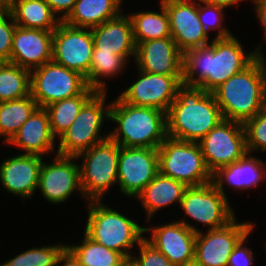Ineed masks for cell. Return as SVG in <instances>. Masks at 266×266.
<instances>
[{"instance_id":"1","label":"cell","mask_w":266,"mask_h":266,"mask_svg":"<svg viewBox=\"0 0 266 266\" xmlns=\"http://www.w3.org/2000/svg\"><path fill=\"white\" fill-rule=\"evenodd\" d=\"M259 55H264L260 46L247 54L234 35L215 37L209 45L187 50L183 54V83L212 93L231 76L248 67Z\"/></svg>"},{"instance_id":"2","label":"cell","mask_w":266,"mask_h":266,"mask_svg":"<svg viewBox=\"0 0 266 266\" xmlns=\"http://www.w3.org/2000/svg\"><path fill=\"white\" fill-rule=\"evenodd\" d=\"M223 120L213 93L182 83L166 113L167 137L199 142Z\"/></svg>"},{"instance_id":"3","label":"cell","mask_w":266,"mask_h":266,"mask_svg":"<svg viewBox=\"0 0 266 266\" xmlns=\"http://www.w3.org/2000/svg\"><path fill=\"white\" fill-rule=\"evenodd\" d=\"M259 55L212 93L224 120L244 123L266 107V61Z\"/></svg>"},{"instance_id":"4","label":"cell","mask_w":266,"mask_h":266,"mask_svg":"<svg viewBox=\"0 0 266 266\" xmlns=\"http://www.w3.org/2000/svg\"><path fill=\"white\" fill-rule=\"evenodd\" d=\"M109 120L118 124L109 138L123 147L158 149L167 138L166 112L130 105L119 96L110 104Z\"/></svg>"},{"instance_id":"5","label":"cell","mask_w":266,"mask_h":266,"mask_svg":"<svg viewBox=\"0 0 266 266\" xmlns=\"http://www.w3.org/2000/svg\"><path fill=\"white\" fill-rule=\"evenodd\" d=\"M88 220L84 234L108 249L132 257L130 249L145 237L144 227L127 216L108 208L101 201H88Z\"/></svg>"},{"instance_id":"6","label":"cell","mask_w":266,"mask_h":266,"mask_svg":"<svg viewBox=\"0 0 266 266\" xmlns=\"http://www.w3.org/2000/svg\"><path fill=\"white\" fill-rule=\"evenodd\" d=\"M96 92L88 86L81 73L52 60L30 71V94L39 108L76 95H94Z\"/></svg>"},{"instance_id":"7","label":"cell","mask_w":266,"mask_h":266,"mask_svg":"<svg viewBox=\"0 0 266 266\" xmlns=\"http://www.w3.org/2000/svg\"><path fill=\"white\" fill-rule=\"evenodd\" d=\"M106 91H97L81 108L71 126L60 136L56 154L77 156L109 138L100 135L105 119H110V105L105 109Z\"/></svg>"},{"instance_id":"8","label":"cell","mask_w":266,"mask_h":266,"mask_svg":"<svg viewBox=\"0 0 266 266\" xmlns=\"http://www.w3.org/2000/svg\"><path fill=\"white\" fill-rule=\"evenodd\" d=\"M159 172L184 183L187 187L212 182L198 142L167 137L158 147Z\"/></svg>"},{"instance_id":"9","label":"cell","mask_w":266,"mask_h":266,"mask_svg":"<svg viewBox=\"0 0 266 266\" xmlns=\"http://www.w3.org/2000/svg\"><path fill=\"white\" fill-rule=\"evenodd\" d=\"M76 158L83 160L79 166L82 196L86 201H101L106 191L117 183L119 144L108 138Z\"/></svg>"},{"instance_id":"10","label":"cell","mask_w":266,"mask_h":266,"mask_svg":"<svg viewBox=\"0 0 266 266\" xmlns=\"http://www.w3.org/2000/svg\"><path fill=\"white\" fill-rule=\"evenodd\" d=\"M198 143L211 174L237 162L247 153L244 126L237 121L223 119Z\"/></svg>"},{"instance_id":"11","label":"cell","mask_w":266,"mask_h":266,"mask_svg":"<svg viewBox=\"0 0 266 266\" xmlns=\"http://www.w3.org/2000/svg\"><path fill=\"white\" fill-rule=\"evenodd\" d=\"M180 208L187 217L207 225L208 230L224 227L235 218L227 197L212 182L187 187Z\"/></svg>"},{"instance_id":"12","label":"cell","mask_w":266,"mask_h":266,"mask_svg":"<svg viewBox=\"0 0 266 266\" xmlns=\"http://www.w3.org/2000/svg\"><path fill=\"white\" fill-rule=\"evenodd\" d=\"M94 49L91 28L73 27L61 21L53 31L52 61L89 76Z\"/></svg>"},{"instance_id":"13","label":"cell","mask_w":266,"mask_h":266,"mask_svg":"<svg viewBox=\"0 0 266 266\" xmlns=\"http://www.w3.org/2000/svg\"><path fill=\"white\" fill-rule=\"evenodd\" d=\"M158 173V149L119 145L117 185L122 194L137 197Z\"/></svg>"},{"instance_id":"14","label":"cell","mask_w":266,"mask_h":266,"mask_svg":"<svg viewBox=\"0 0 266 266\" xmlns=\"http://www.w3.org/2000/svg\"><path fill=\"white\" fill-rule=\"evenodd\" d=\"M251 222L240 223L237 218L224 227L200 231L196 235L194 263L198 266H227L238 242L253 228Z\"/></svg>"},{"instance_id":"15","label":"cell","mask_w":266,"mask_h":266,"mask_svg":"<svg viewBox=\"0 0 266 266\" xmlns=\"http://www.w3.org/2000/svg\"><path fill=\"white\" fill-rule=\"evenodd\" d=\"M139 79L130 85L119 97L134 106L157 108L167 113L176 99L183 75H161L139 70Z\"/></svg>"},{"instance_id":"16","label":"cell","mask_w":266,"mask_h":266,"mask_svg":"<svg viewBox=\"0 0 266 266\" xmlns=\"http://www.w3.org/2000/svg\"><path fill=\"white\" fill-rule=\"evenodd\" d=\"M148 231H152V237L146 240L164 254L174 266L194 263L196 235L201 230L193 224L178 220L157 227H144V233Z\"/></svg>"},{"instance_id":"17","label":"cell","mask_w":266,"mask_h":266,"mask_svg":"<svg viewBox=\"0 0 266 266\" xmlns=\"http://www.w3.org/2000/svg\"><path fill=\"white\" fill-rule=\"evenodd\" d=\"M195 0H161L169 17L171 37L184 54L209 45V36L198 17Z\"/></svg>"},{"instance_id":"18","label":"cell","mask_w":266,"mask_h":266,"mask_svg":"<svg viewBox=\"0 0 266 266\" xmlns=\"http://www.w3.org/2000/svg\"><path fill=\"white\" fill-rule=\"evenodd\" d=\"M76 156L56 154L51 164L42 163L38 189L45 200L53 204L65 202L74 191L82 194L79 164Z\"/></svg>"},{"instance_id":"19","label":"cell","mask_w":266,"mask_h":266,"mask_svg":"<svg viewBox=\"0 0 266 266\" xmlns=\"http://www.w3.org/2000/svg\"><path fill=\"white\" fill-rule=\"evenodd\" d=\"M139 70L161 75H183V53L172 37L140 42L135 49Z\"/></svg>"},{"instance_id":"20","label":"cell","mask_w":266,"mask_h":266,"mask_svg":"<svg viewBox=\"0 0 266 266\" xmlns=\"http://www.w3.org/2000/svg\"><path fill=\"white\" fill-rule=\"evenodd\" d=\"M53 31L16 26L10 62L32 71L52 60Z\"/></svg>"},{"instance_id":"21","label":"cell","mask_w":266,"mask_h":266,"mask_svg":"<svg viewBox=\"0 0 266 266\" xmlns=\"http://www.w3.org/2000/svg\"><path fill=\"white\" fill-rule=\"evenodd\" d=\"M43 157L20 154L7 158L0 164V181L6 191L26 198H31L38 188Z\"/></svg>"},{"instance_id":"22","label":"cell","mask_w":266,"mask_h":266,"mask_svg":"<svg viewBox=\"0 0 266 266\" xmlns=\"http://www.w3.org/2000/svg\"><path fill=\"white\" fill-rule=\"evenodd\" d=\"M91 32L94 49L121 55L127 61L128 57L135 56L136 45L128 15L120 13L117 17L91 28Z\"/></svg>"},{"instance_id":"23","label":"cell","mask_w":266,"mask_h":266,"mask_svg":"<svg viewBox=\"0 0 266 266\" xmlns=\"http://www.w3.org/2000/svg\"><path fill=\"white\" fill-rule=\"evenodd\" d=\"M55 139L46 109L38 107L8 144L18 146L23 154L43 157L54 150Z\"/></svg>"},{"instance_id":"24","label":"cell","mask_w":266,"mask_h":266,"mask_svg":"<svg viewBox=\"0 0 266 266\" xmlns=\"http://www.w3.org/2000/svg\"><path fill=\"white\" fill-rule=\"evenodd\" d=\"M265 169L266 162L246 153L237 162L219 168L213 173L212 183L224 196H227L223 186L224 183L232 186L235 191L237 188L239 190L253 188L266 179Z\"/></svg>"},{"instance_id":"25","label":"cell","mask_w":266,"mask_h":266,"mask_svg":"<svg viewBox=\"0 0 266 266\" xmlns=\"http://www.w3.org/2000/svg\"><path fill=\"white\" fill-rule=\"evenodd\" d=\"M186 188L184 183L159 172L137 196L146 210L147 222L161 208L176 202L180 205Z\"/></svg>"},{"instance_id":"26","label":"cell","mask_w":266,"mask_h":266,"mask_svg":"<svg viewBox=\"0 0 266 266\" xmlns=\"http://www.w3.org/2000/svg\"><path fill=\"white\" fill-rule=\"evenodd\" d=\"M7 10L19 27L54 31L61 22L46 0H9Z\"/></svg>"},{"instance_id":"27","label":"cell","mask_w":266,"mask_h":266,"mask_svg":"<svg viewBox=\"0 0 266 266\" xmlns=\"http://www.w3.org/2000/svg\"><path fill=\"white\" fill-rule=\"evenodd\" d=\"M121 3L122 0H76L64 22L73 27L93 28L117 17Z\"/></svg>"},{"instance_id":"28","label":"cell","mask_w":266,"mask_h":266,"mask_svg":"<svg viewBox=\"0 0 266 266\" xmlns=\"http://www.w3.org/2000/svg\"><path fill=\"white\" fill-rule=\"evenodd\" d=\"M161 12L146 11L131 13L133 38L135 45L140 42L171 37L169 17L162 2Z\"/></svg>"},{"instance_id":"29","label":"cell","mask_w":266,"mask_h":266,"mask_svg":"<svg viewBox=\"0 0 266 266\" xmlns=\"http://www.w3.org/2000/svg\"><path fill=\"white\" fill-rule=\"evenodd\" d=\"M37 108L38 105L31 94L21 99L0 102V136L5 138L6 144Z\"/></svg>"},{"instance_id":"30","label":"cell","mask_w":266,"mask_h":266,"mask_svg":"<svg viewBox=\"0 0 266 266\" xmlns=\"http://www.w3.org/2000/svg\"><path fill=\"white\" fill-rule=\"evenodd\" d=\"M82 241L79 245H67L82 266H121L125 259L121 253L98 244L86 234Z\"/></svg>"},{"instance_id":"31","label":"cell","mask_w":266,"mask_h":266,"mask_svg":"<svg viewBox=\"0 0 266 266\" xmlns=\"http://www.w3.org/2000/svg\"><path fill=\"white\" fill-rule=\"evenodd\" d=\"M30 95V71L11 62L0 65V102Z\"/></svg>"},{"instance_id":"32","label":"cell","mask_w":266,"mask_h":266,"mask_svg":"<svg viewBox=\"0 0 266 266\" xmlns=\"http://www.w3.org/2000/svg\"><path fill=\"white\" fill-rule=\"evenodd\" d=\"M93 95H76L61 101L54 102L45 107L50 121L53 136L60 137L75 121L83 105Z\"/></svg>"},{"instance_id":"33","label":"cell","mask_w":266,"mask_h":266,"mask_svg":"<svg viewBox=\"0 0 266 266\" xmlns=\"http://www.w3.org/2000/svg\"><path fill=\"white\" fill-rule=\"evenodd\" d=\"M126 60L112 52H100V49H93L92 62L90 65L89 76L86 78L89 87L97 91H106V82L101 81L100 77L119 75L126 66Z\"/></svg>"},{"instance_id":"34","label":"cell","mask_w":266,"mask_h":266,"mask_svg":"<svg viewBox=\"0 0 266 266\" xmlns=\"http://www.w3.org/2000/svg\"><path fill=\"white\" fill-rule=\"evenodd\" d=\"M66 248L67 244L59 243V245L28 249L0 266H57V260Z\"/></svg>"},{"instance_id":"35","label":"cell","mask_w":266,"mask_h":266,"mask_svg":"<svg viewBox=\"0 0 266 266\" xmlns=\"http://www.w3.org/2000/svg\"><path fill=\"white\" fill-rule=\"evenodd\" d=\"M247 153L266 151V107L243 123Z\"/></svg>"},{"instance_id":"36","label":"cell","mask_w":266,"mask_h":266,"mask_svg":"<svg viewBox=\"0 0 266 266\" xmlns=\"http://www.w3.org/2000/svg\"><path fill=\"white\" fill-rule=\"evenodd\" d=\"M201 4H198V17L207 33H209V30H219L216 38L232 36L231 32L222 26V20L224 21V7L205 3Z\"/></svg>"},{"instance_id":"37","label":"cell","mask_w":266,"mask_h":266,"mask_svg":"<svg viewBox=\"0 0 266 266\" xmlns=\"http://www.w3.org/2000/svg\"><path fill=\"white\" fill-rule=\"evenodd\" d=\"M15 28L16 24L14 22V18L11 13L6 10L0 16V60L2 62H10L13 33Z\"/></svg>"},{"instance_id":"38","label":"cell","mask_w":266,"mask_h":266,"mask_svg":"<svg viewBox=\"0 0 266 266\" xmlns=\"http://www.w3.org/2000/svg\"><path fill=\"white\" fill-rule=\"evenodd\" d=\"M139 255L132 257L137 261L140 266H174L168 258L162 254L157 248L144 237L138 244Z\"/></svg>"},{"instance_id":"39","label":"cell","mask_w":266,"mask_h":266,"mask_svg":"<svg viewBox=\"0 0 266 266\" xmlns=\"http://www.w3.org/2000/svg\"><path fill=\"white\" fill-rule=\"evenodd\" d=\"M252 231L253 229L234 247L227 266H250L254 262L253 251L244 245L246 238Z\"/></svg>"},{"instance_id":"40","label":"cell","mask_w":266,"mask_h":266,"mask_svg":"<svg viewBox=\"0 0 266 266\" xmlns=\"http://www.w3.org/2000/svg\"><path fill=\"white\" fill-rule=\"evenodd\" d=\"M46 2L50 6L52 12L55 15L58 14L57 16H60L59 19L64 21L72 12L76 0H46Z\"/></svg>"},{"instance_id":"41","label":"cell","mask_w":266,"mask_h":266,"mask_svg":"<svg viewBox=\"0 0 266 266\" xmlns=\"http://www.w3.org/2000/svg\"><path fill=\"white\" fill-rule=\"evenodd\" d=\"M257 17L261 23L264 32V39L266 40V0H252Z\"/></svg>"},{"instance_id":"42","label":"cell","mask_w":266,"mask_h":266,"mask_svg":"<svg viewBox=\"0 0 266 266\" xmlns=\"http://www.w3.org/2000/svg\"><path fill=\"white\" fill-rule=\"evenodd\" d=\"M62 266H82L79 260L74 256V254L66 248L57 260V265L62 264Z\"/></svg>"},{"instance_id":"43","label":"cell","mask_w":266,"mask_h":266,"mask_svg":"<svg viewBox=\"0 0 266 266\" xmlns=\"http://www.w3.org/2000/svg\"><path fill=\"white\" fill-rule=\"evenodd\" d=\"M196 1H198L199 3L212 4L227 8L236 5L241 1L243 2L246 0H196Z\"/></svg>"},{"instance_id":"44","label":"cell","mask_w":266,"mask_h":266,"mask_svg":"<svg viewBox=\"0 0 266 266\" xmlns=\"http://www.w3.org/2000/svg\"><path fill=\"white\" fill-rule=\"evenodd\" d=\"M121 266H140L133 257H126Z\"/></svg>"},{"instance_id":"45","label":"cell","mask_w":266,"mask_h":266,"mask_svg":"<svg viewBox=\"0 0 266 266\" xmlns=\"http://www.w3.org/2000/svg\"><path fill=\"white\" fill-rule=\"evenodd\" d=\"M9 0H0V5L8 7Z\"/></svg>"},{"instance_id":"46","label":"cell","mask_w":266,"mask_h":266,"mask_svg":"<svg viewBox=\"0 0 266 266\" xmlns=\"http://www.w3.org/2000/svg\"><path fill=\"white\" fill-rule=\"evenodd\" d=\"M7 10L6 6L0 5V16Z\"/></svg>"},{"instance_id":"47","label":"cell","mask_w":266,"mask_h":266,"mask_svg":"<svg viewBox=\"0 0 266 266\" xmlns=\"http://www.w3.org/2000/svg\"><path fill=\"white\" fill-rule=\"evenodd\" d=\"M184 266H198L195 263L189 264V265H184Z\"/></svg>"}]
</instances>
